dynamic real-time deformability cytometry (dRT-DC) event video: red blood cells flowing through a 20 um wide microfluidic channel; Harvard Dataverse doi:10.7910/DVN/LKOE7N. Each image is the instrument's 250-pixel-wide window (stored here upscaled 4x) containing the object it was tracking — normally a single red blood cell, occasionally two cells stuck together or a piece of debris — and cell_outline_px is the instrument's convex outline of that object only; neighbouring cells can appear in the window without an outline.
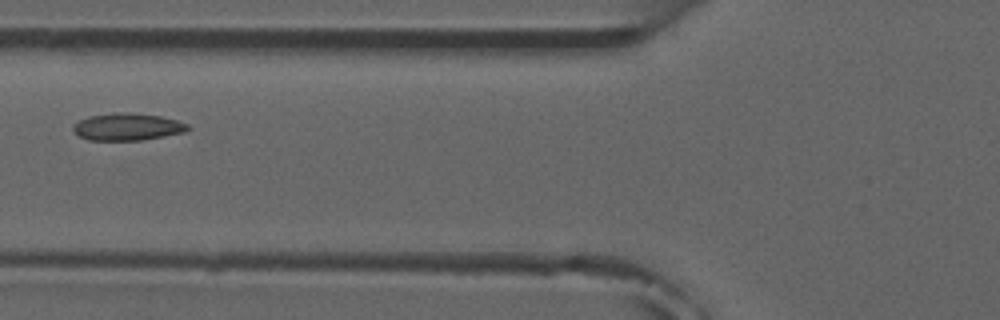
{"species": "common noctule bat (a hibernating species)", "species_latin": "Nyctalus noctula", "temperature_condition": "room temperature", "stored_images_in_passage": 5, "camera_frame_rate_fps": 3000, "um_per_image_px": 0.085, "animal": {"sex": "male", "forearm_length_mm": 52.5}, "frame": {"image": 1, "passage_image": 5, "time_ms": 4.333, "image_size_px": [1000, 320], "cell_outline_px": [[192, 128], [184, 132], [164, 136], [140, 140], [88, 140], [80, 136], [72, 128], [80, 120], [88, 116], [116, 112], [128, 112], [160, 116], [176, 120], [188, 124]], "centroid_in_image_um": [10.86, 10.77], "position_along_channel_um": 114.9, "area_um2": 18.03}}